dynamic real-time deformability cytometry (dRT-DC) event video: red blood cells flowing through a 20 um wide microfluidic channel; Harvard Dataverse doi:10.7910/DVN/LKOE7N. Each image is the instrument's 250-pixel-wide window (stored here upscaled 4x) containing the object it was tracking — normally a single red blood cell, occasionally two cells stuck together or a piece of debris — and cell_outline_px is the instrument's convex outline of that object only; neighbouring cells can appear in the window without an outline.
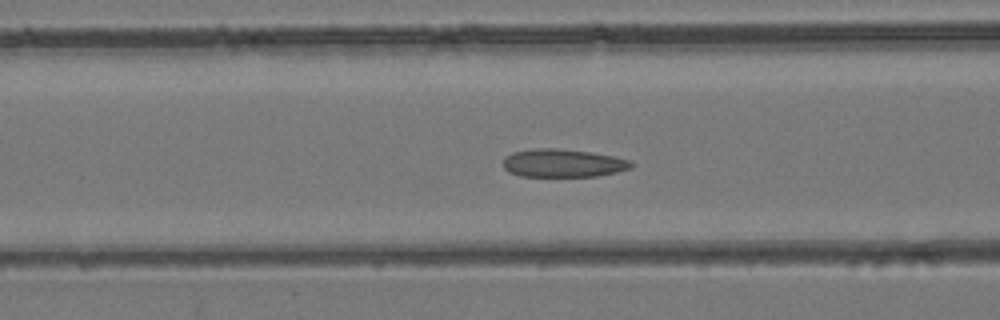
{"species": "common noctule bat (a hibernating species)", "species_latin": "Nyctalus noctula", "temperature_condition": "room temperature", "stored_images_in_passage": 46, "camera_frame_rate_fps": 3000, "um_per_image_px": 0.085, "animal": {"sex": "female", "body_mass_g": 24.6, "forearm_length_mm": 56.2}, "frame": {"image": 1, "passage_image": 19, "time_ms": 6.0, "image_size_px": [1000, 320], "cell_outline_px": [[632, 168], [600, 176], [520, 176], [508, 172], [504, 168], [504, 156], [512, 152], [536, 148], [560, 148], [592, 152], [616, 156], [628, 160], [632, 164]], "centroid_in_image_um": [47.84, 13.86], "position_along_channel_um": 118.8, "area_um2": 21.15}}
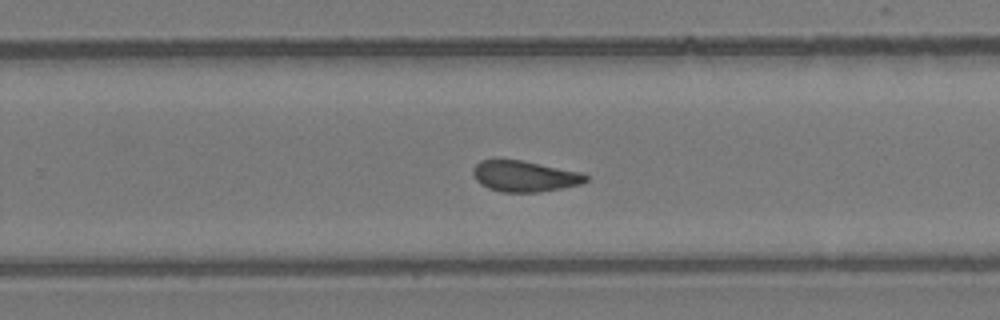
{"frame": {"image": 2, "passage_image": 30, "time_ms": 9.667, "image_size_px": [1000, 320], "cell_outline_px": [[588, 180], [580, 184], [540, 192], [500, 192], [488, 188], [480, 184], [476, 180], [472, 172], [472, 168], [480, 160], [524, 160], [580, 172], [588, 176]], "centroid_in_image_um": [44.56, 14.98], "position_along_channel_um": 285.2, "area_um2": 20.35}}
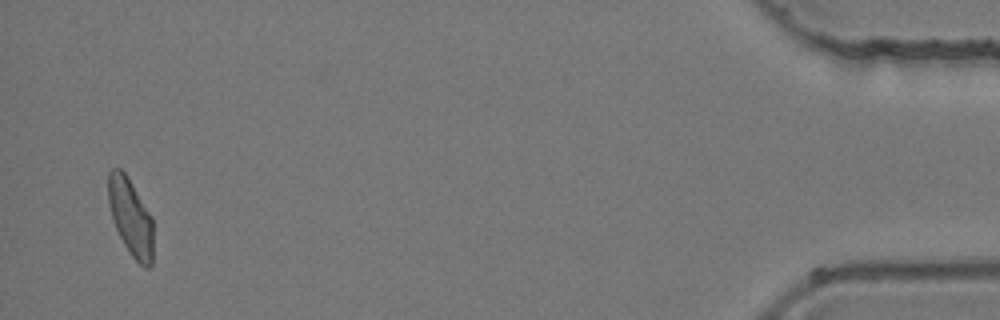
{"frame": {"image": 3, "passage_image": 45, "time_ms": 14.667, "image_size_px": [1000, 320], "cell_outline_px": [[152, 264], [148, 268], [144, 268], [132, 256], [124, 244], [116, 228], [108, 204], [108, 172], [112, 168], [120, 168], [124, 172], [152, 216]], "centroid_in_image_um": [11.1, 18.45], "position_along_channel_um": 424.1, "area_um2": 19.94}}